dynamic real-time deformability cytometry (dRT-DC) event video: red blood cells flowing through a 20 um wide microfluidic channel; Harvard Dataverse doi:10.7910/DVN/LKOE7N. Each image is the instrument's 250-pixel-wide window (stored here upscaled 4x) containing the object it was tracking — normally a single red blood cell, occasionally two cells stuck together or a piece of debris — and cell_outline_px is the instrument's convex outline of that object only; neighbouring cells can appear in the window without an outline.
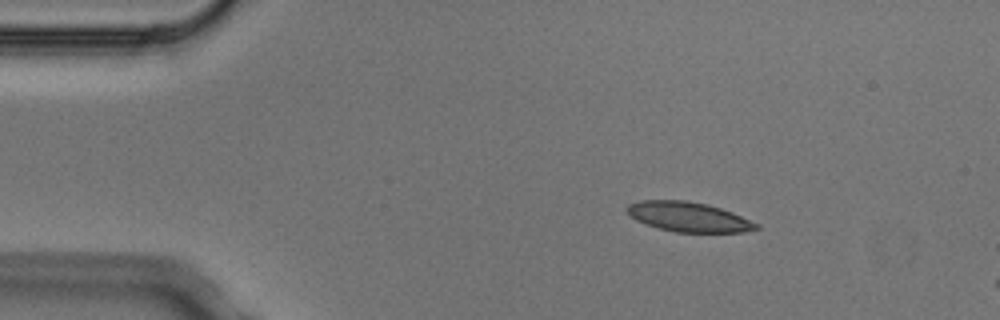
{"species": "Egyptian fruit bat (a non-hibernating species)", "species_latin": "Rousettus aegyptiacus", "temperature_condition": "cold", "stored_images_in_passage": 4, "camera_frame_rate_fps": 3000, "um_per_image_px": 0.085, "animal": {"sex": "male"}, "frame": {"image": 1, "passage_image": 2, "time_ms": 0.333, "image_size_px": [1000, 320], "cell_outline_px": [[760, 228], [744, 232], [676, 232], [660, 228], [636, 220], [624, 208], [628, 204], [640, 200], [688, 200], [708, 204], [732, 212], [760, 224]], "centroid_in_image_um": [58.55, 18.42], "position_along_channel_um": 26.5, "area_um2": 22.37}}